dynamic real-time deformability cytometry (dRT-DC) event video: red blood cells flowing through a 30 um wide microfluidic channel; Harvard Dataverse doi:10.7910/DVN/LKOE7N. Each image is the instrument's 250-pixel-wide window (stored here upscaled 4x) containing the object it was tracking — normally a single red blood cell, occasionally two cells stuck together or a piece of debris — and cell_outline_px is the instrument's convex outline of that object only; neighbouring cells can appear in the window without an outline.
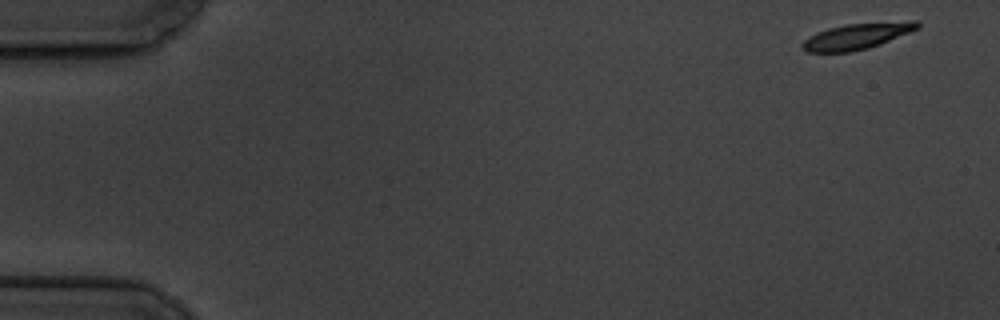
{"species": "common noctule bat (a hibernating species)", "species_latin": "Nyctalus noctula", "temperature_condition": "cold", "stored_images_in_passage": 56, "camera_frame_rate_fps": 3000, "um_per_image_px": 0.085, "animal": {"sex": "male", "body_mass_g": 19.5, "forearm_length_mm": 54.6}, "frame": {"image": 1, "passage_image": 1, "time_ms": 0.0, "image_size_px": [1000, 320], "cell_outline_px": [[920, 28], [880, 44], [868, 48], [848, 52], [808, 52], [800, 44], [804, 40], [816, 32], [828, 28], [844, 24], [912, 20], [916, 20], [920, 24]], "centroid_in_image_um": [72.87, 3.06], "position_along_channel_um": 12.1, "area_um2": 17.46}}
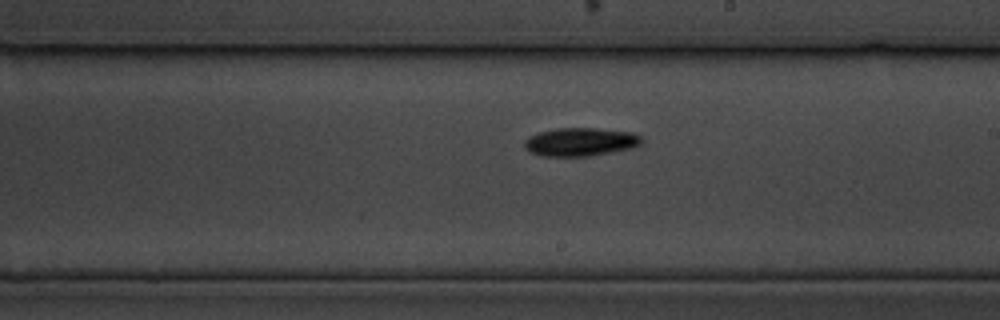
{"frame": {"image": 2, "passage_image": 32, "time_ms": 10.333, "image_size_px": [1000, 320], "cell_outline_px": [[644, 140], [640, 144], [632, 148], [612, 152], [588, 156], [540, 156], [528, 152], [524, 148], [524, 140], [528, 136], [540, 132], [556, 128], [596, 128], [632, 132], [640, 136]], "centroid_in_image_um": [49.3, 12.06], "position_along_channel_um": 239.7, "area_um2": 19.54}}
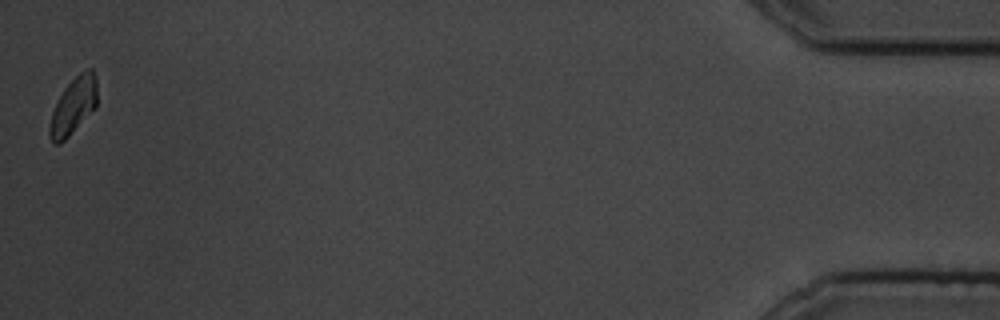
{"frame": {"image": 3, "passage_image": 56, "time_ms": 18.333, "image_size_px": [1000, 320], "cell_outline_px": [[96, 108], [60, 144], [52, 144], [48, 136], [48, 128], [52, 112], [64, 88], [80, 72], [88, 68], [92, 68], [96, 76]], "centroid_in_image_um": [6.22, 9.02], "position_along_channel_um": 429.0, "area_um2": 15.66}, "authors_computed_cell_mechanics": {"area_um2": 17.6579, "velocity_mm_per_s": 3.4645, "shape_relaxation_time_tau1_ms": 2.7458, "shape_relaxation_time_tau2_ms": null, "deformation_change_tau1": 0.1348, "deformation_change_tau2": null}}